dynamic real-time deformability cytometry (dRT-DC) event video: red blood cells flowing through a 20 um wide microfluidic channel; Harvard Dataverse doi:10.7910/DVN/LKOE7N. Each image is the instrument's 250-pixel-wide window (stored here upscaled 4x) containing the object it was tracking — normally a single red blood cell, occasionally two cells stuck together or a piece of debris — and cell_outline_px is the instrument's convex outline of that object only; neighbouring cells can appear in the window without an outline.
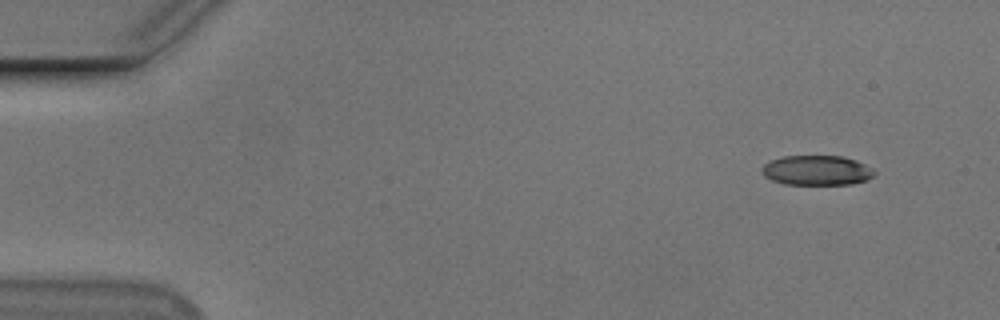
{"species": "Egyptian fruit bat (a non-hibernating species)", "species_latin": "Rousettus aegyptiacus", "temperature_condition": "cold", "stored_images_in_passage": 12, "camera_frame_rate_fps": 3000, "um_per_image_px": 0.085, "animal": {"sex": "male"}, "frame": {"image": 1, "passage_image": 4, "time_ms": 1.0, "image_size_px": [1000, 320], "cell_outline_px": [[876, 172], [872, 176], [864, 180], [852, 184], [784, 184], [772, 180], [764, 176], [760, 168], [764, 164], [772, 160], [784, 156], [840, 156], [856, 160], [864, 164]], "centroid_in_image_um": [69.39, 14.48], "position_along_channel_um": 15.6, "area_um2": 19.36}}